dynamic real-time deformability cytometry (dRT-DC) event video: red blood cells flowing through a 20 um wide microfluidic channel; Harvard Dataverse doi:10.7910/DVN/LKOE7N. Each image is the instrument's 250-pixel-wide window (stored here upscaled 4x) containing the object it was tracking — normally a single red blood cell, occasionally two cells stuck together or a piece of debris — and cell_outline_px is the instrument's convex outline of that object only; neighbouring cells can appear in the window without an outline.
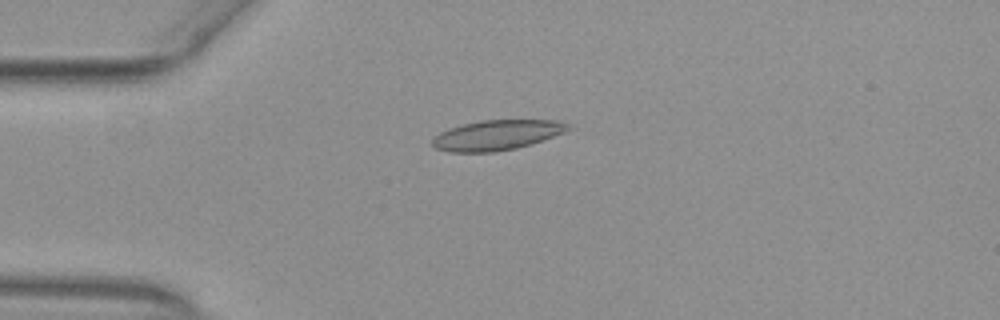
{"species": "common noctule bat (a hibernating species)", "species_latin": "Nyctalus noctula", "temperature_condition": "warm", "stored_images_in_passage": 43, "camera_frame_rate_fps": 3000, "um_per_image_px": 0.085, "animal": {"sex": "female", "body_mass_g": 29.2, "forearm_length_mm": 56.3}, "frame": {"image": 1, "passage_image": 3, "time_ms": 0.667, "image_size_px": [1000, 320], "cell_outline_px": [[572, 128], [564, 132], [516, 148], [496, 152], [448, 152], [436, 148], [432, 144], [432, 140], [440, 132], [448, 128], [480, 120], [556, 120], [572, 124]], "centroid_in_image_um": [42.22, 11.47], "position_along_channel_um": 42.8, "area_um2": 23.64}}
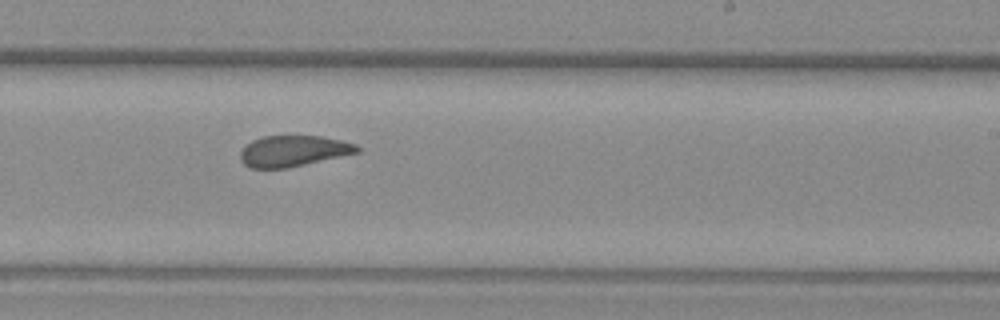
{"frame": {"image": 2, "passage_image": 22, "time_ms": 7.0, "image_size_px": [1000, 320], "cell_outline_px": [[360, 152], [288, 168], [252, 168], [244, 164], [240, 160], [240, 152], [252, 140], [264, 136], [320, 136], [340, 140], [356, 144], [360, 148]], "centroid_in_image_um": [24.94, 12.84], "position_along_channel_um": 264.1, "area_um2": 20.98}}
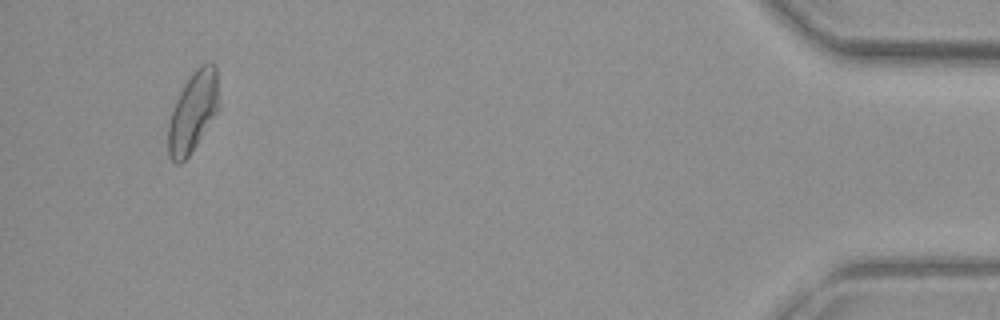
{"frame": {"image": 3, "passage_image": 40, "time_ms": 13.0, "image_size_px": [1000, 320], "cell_outline_px": [[216, 112], [196, 144], [188, 156], [180, 164], [176, 164], [168, 156], [168, 124], [176, 100], [184, 84], [192, 72], [200, 64], [216, 64]], "centroid_in_image_um": [16.34, 9.53], "position_along_channel_um": 418.9, "area_um2": 22.77}, "authors_computed_cell_mechanics": {"area_um2": 22.7732, "velocity_mm_per_s": 3.8864, "shape_relaxation_time_tau1_ms": 7.7576, "shape_relaxation_time_tau2_ms": 1.8093, "deformation_change_tau1": 0.1685, "deformation_change_tau2": 0.0734}}